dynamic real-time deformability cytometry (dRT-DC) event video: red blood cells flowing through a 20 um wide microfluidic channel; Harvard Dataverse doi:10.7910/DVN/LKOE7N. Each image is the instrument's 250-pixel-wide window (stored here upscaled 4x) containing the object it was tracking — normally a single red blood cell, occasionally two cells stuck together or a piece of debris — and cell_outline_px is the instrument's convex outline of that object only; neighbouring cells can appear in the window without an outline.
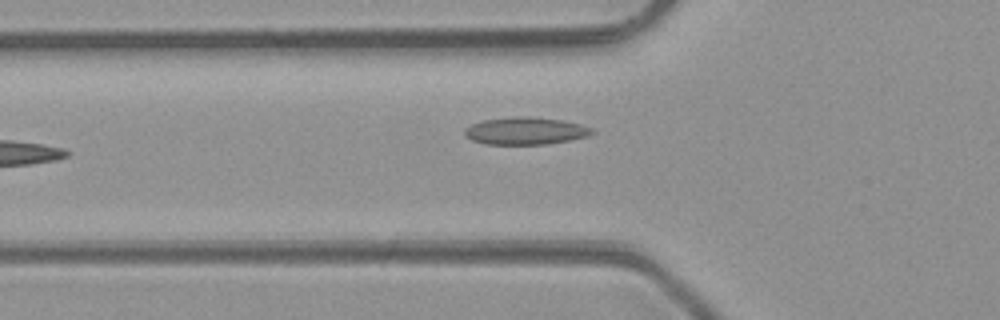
{"species": "common noctule bat (a hibernating species)", "species_latin": "Nyctalus noctula", "temperature_condition": "room temperature", "stored_images_in_passage": 26, "camera_frame_rate_fps": 3000, "um_per_image_px": 0.085, "animal": {"sex": "male", "body_mass_g": 23.1, "forearm_length_mm": 52.7}, "frame": {"image": 1, "passage_image": 2, "time_ms": 0.333, "image_size_px": [1000, 320], "cell_outline_px": [[596, 132], [588, 136], [568, 140], [544, 144], [484, 144], [472, 140], [464, 136], [464, 128], [472, 124], [484, 120], [512, 116], [528, 116], [564, 120], [580, 124], [592, 128]], "centroid_in_image_um": [44.65, 11.12], "position_along_channel_um": 81.1, "area_um2": 20.4}}
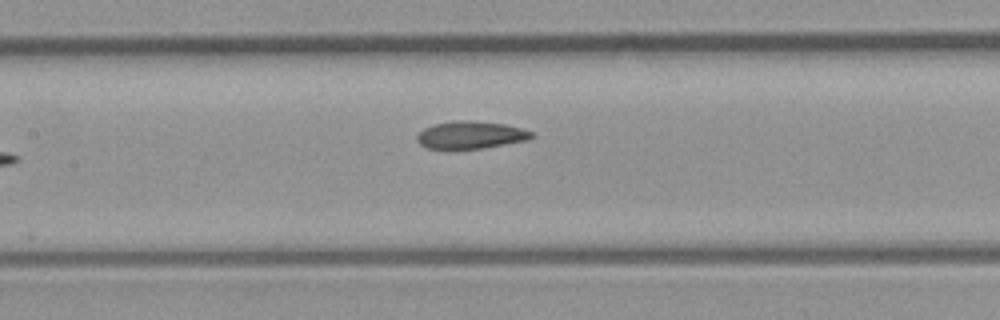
{"frame": {"image": 2, "passage_image": 8, "time_ms": 2.333, "image_size_px": [1000, 320], "cell_outline_px": [[536, 136], [528, 140], [480, 148], [424, 148], [416, 140], [416, 136], [424, 128], [432, 124], [456, 120], [472, 120], [504, 124], [536, 132]], "centroid_in_image_um": [40.02, 11.45], "position_along_channel_um": 167.4, "area_um2": 18.38}}
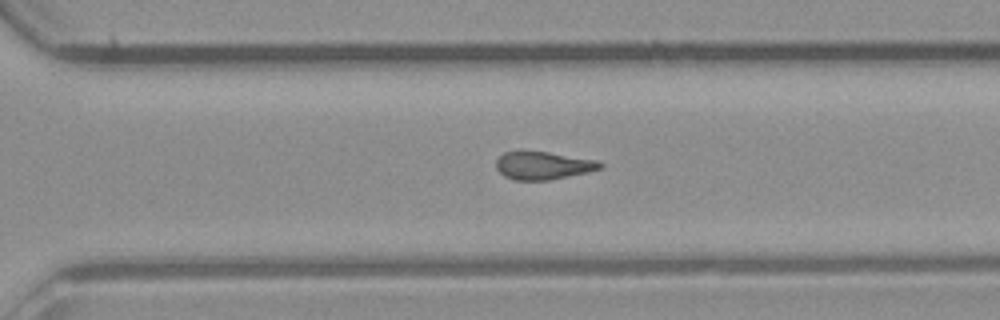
{"frame": {"image": 3, "passage_image": 16, "time_ms": 5.0, "image_size_px": [1000, 320], "cell_outline_px": [[604, 168], [588, 172], [552, 180], [512, 180], [504, 176], [496, 168], [496, 160], [504, 152], [520, 148], [548, 152], [600, 160], [604, 164]], "centroid_in_image_um": [46.17, 14.04], "position_along_channel_um": 324.4, "area_um2": 17.69}, "authors_computed_cell_mechanics": {"area_um2": 17.7735, "velocity_mm_per_s": 4.2891, "shape_relaxation_time_tau1_ms": 8.0744, "shape_relaxation_time_tau2_ms": 10.2343, "deformation_change_tau1": 0.174, "deformation_change_tau2": 0.2575}}